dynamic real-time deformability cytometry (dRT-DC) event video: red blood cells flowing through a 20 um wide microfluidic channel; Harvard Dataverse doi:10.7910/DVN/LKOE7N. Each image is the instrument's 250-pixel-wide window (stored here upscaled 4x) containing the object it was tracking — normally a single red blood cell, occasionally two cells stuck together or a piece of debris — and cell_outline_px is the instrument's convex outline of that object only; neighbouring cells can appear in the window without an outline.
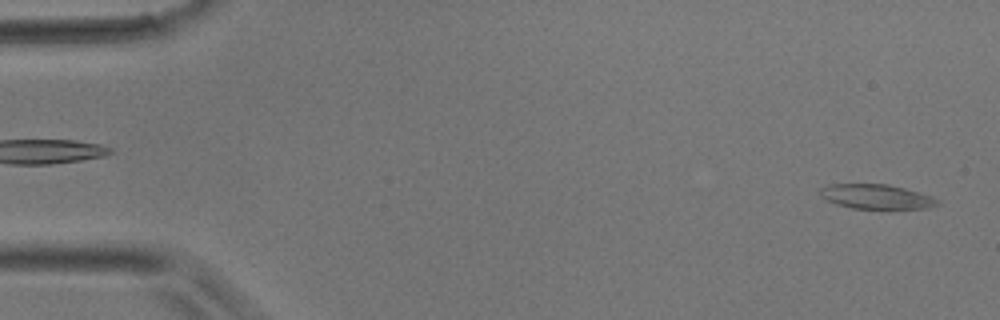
{"species": "common noctule bat (a hibernating species)", "species_latin": "Nyctalus noctula", "temperature_condition": "room temperature", "stored_images_in_passage": 4, "camera_frame_rate_fps": 3000, "um_per_image_px": 0.085, "animal": {"sex": "male", "body_mass_g": 17.9}, "frame": {"image": 1, "passage_image": 1, "time_ms": 0.0, "image_size_px": [1000, 320], "cell_outline_px": [[940, 204], [928, 208], [852, 208], [836, 204], [820, 196], [820, 188], [828, 184], [888, 184], [904, 188], [932, 196], [940, 200]], "centroid_in_image_um": [74.5, 16.7], "position_along_channel_um": 10.5, "area_um2": 16.7}}
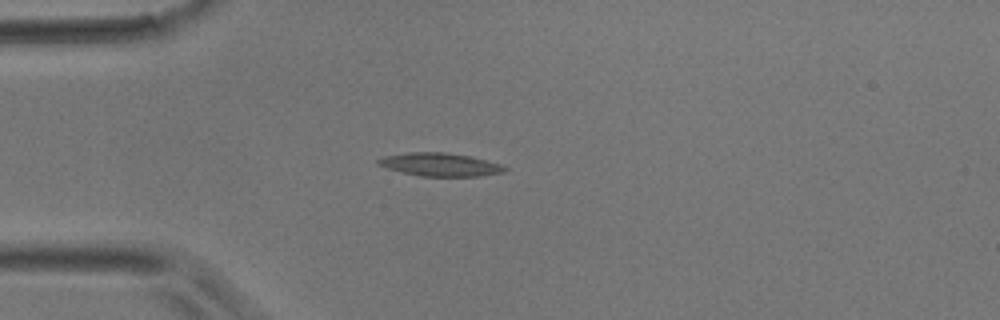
{"frame": {"image": 2, "passage_image": 4, "time_ms": 1.0, "image_size_px": [1000, 320], "cell_outline_px": [[508, 168], [504, 172], [480, 176], [420, 176], [388, 168], [376, 164], [376, 160], [384, 156], [408, 152], [444, 152], [472, 156], [504, 164]], "centroid_in_image_um": [37.46, 13.98], "position_along_channel_um": 47.5, "area_um2": 17.22}}